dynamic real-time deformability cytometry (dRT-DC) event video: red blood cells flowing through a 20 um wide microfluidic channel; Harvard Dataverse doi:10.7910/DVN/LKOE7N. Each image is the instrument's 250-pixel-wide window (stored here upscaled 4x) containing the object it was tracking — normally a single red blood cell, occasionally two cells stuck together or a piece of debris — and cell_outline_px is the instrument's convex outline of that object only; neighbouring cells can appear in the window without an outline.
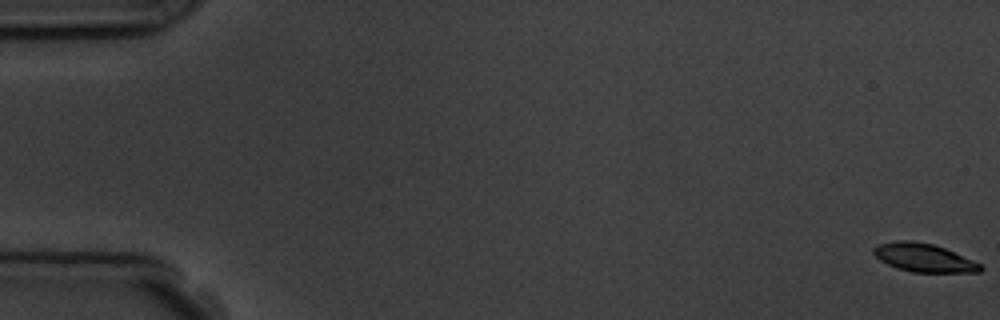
{"species": "common noctule bat (a hibernating species)", "species_latin": "Nyctalus noctula", "temperature_condition": "room temperature", "stored_images_in_passage": 9, "camera_frame_rate_fps": 3000, "um_per_image_px": 0.085, "animal": {"sex": "male", "body_mass_g": 19.5, "forearm_length_mm": 54.6}, "frame": {"image": 1, "passage_image": 1, "time_ms": 0.0, "image_size_px": [1000, 320], "cell_outline_px": [[984, 268], [980, 272], [912, 272], [888, 264], [880, 260], [872, 252], [872, 248], [880, 244], [896, 240], [912, 240], [932, 244], [944, 248], [972, 260], [980, 264]], "centroid_in_image_um": [78.51, 21.9], "position_along_channel_um": 6.5, "area_um2": 17.4}}
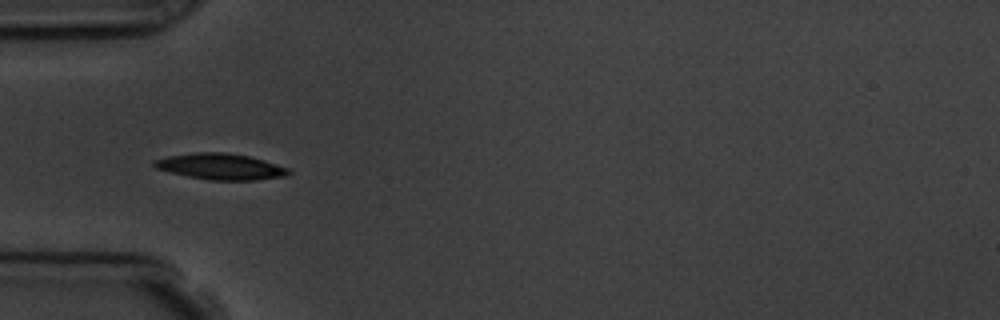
{"frame": {"image": 2, "passage_image": 6, "time_ms": 5.667, "image_size_px": [1000, 320], "cell_outline_px": [[292, 172], [284, 176], [256, 180], [208, 180], [168, 172], [156, 168], [152, 164], [152, 160], [168, 156], [196, 152], [224, 152], [248, 156], [264, 160], [288, 168]], "centroid_in_image_um": [18.72, 14.16], "position_along_channel_um": 66.3, "area_um2": 20.4}}